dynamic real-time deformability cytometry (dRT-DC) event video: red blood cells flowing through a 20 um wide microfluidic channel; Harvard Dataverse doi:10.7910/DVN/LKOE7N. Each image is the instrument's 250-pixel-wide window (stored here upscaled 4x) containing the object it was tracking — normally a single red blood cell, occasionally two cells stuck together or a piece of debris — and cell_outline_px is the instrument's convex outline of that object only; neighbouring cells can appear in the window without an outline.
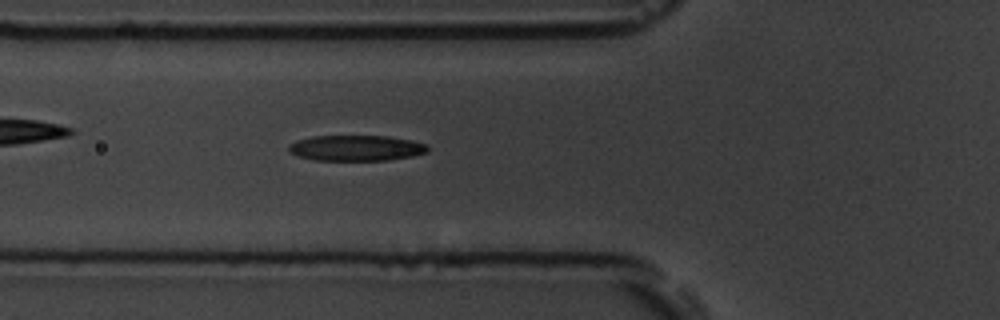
{"species": "common noctule bat (a hibernating species)", "species_latin": "Nyctalus noctula", "temperature_condition": "room temperature", "stored_images_in_passage": 48, "camera_frame_rate_fps": 3000, "um_per_image_px": 0.085, "animal": {"sex": "male", "body_mass_g": 19.5, "forearm_length_mm": 54.6}, "frame": {"image": 1, "passage_image": 15, "time_ms": 4.667, "image_size_px": [1000, 320], "cell_outline_px": [[428, 152], [412, 156], [388, 160], [312, 160], [288, 152], [288, 148], [296, 140], [312, 136], [388, 136], [428, 144]], "centroid_in_image_um": [30.27, 12.58], "position_along_channel_um": 95.5, "area_um2": 20.69}}
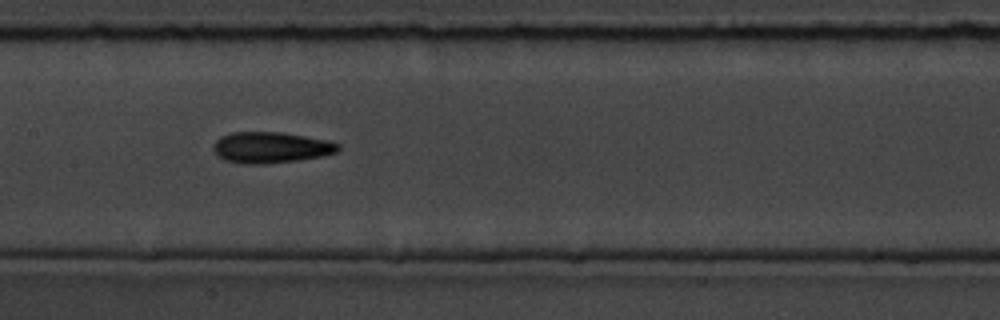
{"frame": {"image": 2, "passage_image": 22, "time_ms": 7.0, "image_size_px": [1000, 320], "cell_outline_px": [[340, 148], [336, 152], [320, 156], [296, 160], [264, 164], [240, 164], [224, 160], [212, 148], [212, 144], [220, 136], [232, 132], [284, 132], [328, 140], [340, 144]], "centroid_in_image_um": [23.0, 12.53], "position_along_channel_um": 184.4, "area_um2": 22.66}}
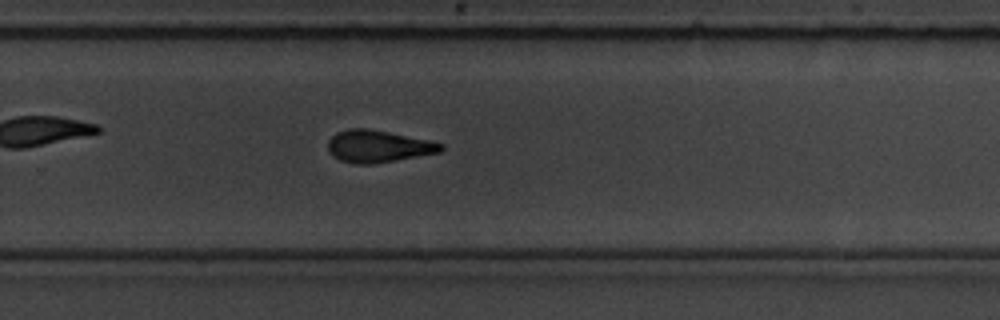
{"frame": {"image": 3, "passage_image": 31, "time_ms": 10.0, "image_size_px": [1000, 320], "cell_outline_px": [[444, 148], [440, 152], [396, 160], [372, 164], [356, 164], [340, 160], [332, 156], [328, 152], [328, 140], [336, 132], [348, 128], [368, 128], [428, 140], [444, 144]], "centroid_in_image_um": [32.1, 12.43], "position_along_channel_um": 297.7, "area_um2": 21.15}}